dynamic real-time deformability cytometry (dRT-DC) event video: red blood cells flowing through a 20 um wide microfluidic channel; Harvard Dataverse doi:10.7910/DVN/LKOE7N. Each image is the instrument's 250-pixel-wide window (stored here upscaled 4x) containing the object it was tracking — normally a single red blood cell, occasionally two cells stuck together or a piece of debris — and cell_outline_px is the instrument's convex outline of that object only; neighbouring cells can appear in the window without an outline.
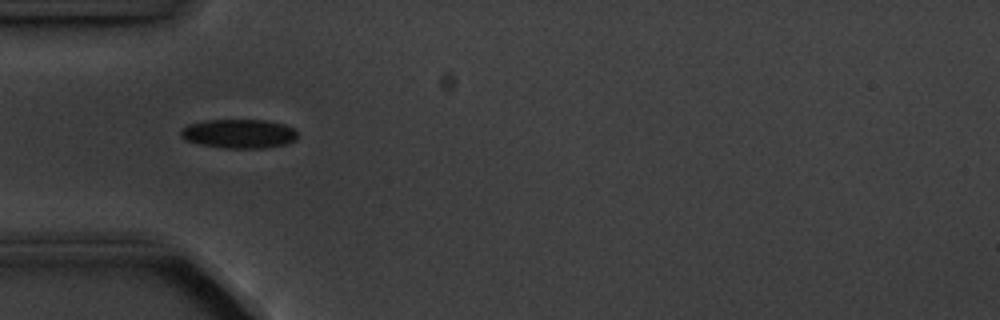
{"species": "common noctule bat (a hibernating species)", "species_latin": "Nyctalus noctula", "temperature_condition": "cold", "stored_images_in_passage": 4, "camera_frame_rate_fps": 3000, "um_per_image_px": 0.085, "animal": {"sex": "male", "body_mass_g": 20.1, "forearm_length_mm": 53.5}, "frame": {"image": 1, "passage_image": 1, "time_ms": 0.0, "image_size_px": [1000, 320], "cell_outline_px": [[296, 140], [284, 144], [268, 148], [224, 148], [200, 144], [184, 140], [180, 136], [180, 128], [188, 124], [204, 120], [264, 120], [284, 124], [292, 128], [296, 132]], "centroid_in_image_um": [20.26, 11.36], "position_along_channel_um": 64.7, "area_um2": 19.88}}